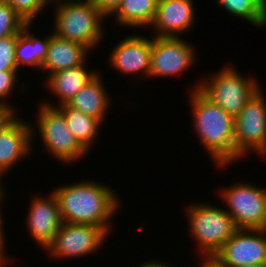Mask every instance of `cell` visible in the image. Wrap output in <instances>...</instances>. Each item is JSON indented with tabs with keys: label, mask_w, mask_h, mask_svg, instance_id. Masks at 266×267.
<instances>
[{
	"label": "cell",
	"mask_w": 266,
	"mask_h": 267,
	"mask_svg": "<svg viewBox=\"0 0 266 267\" xmlns=\"http://www.w3.org/2000/svg\"><path fill=\"white\" fill-rule=\"evenodd\" d=\"M245 182L219 188L216 194L238 229H266V187Z\"/></svg>",
	"instance_id": "52a82bcc"
},
{
	"label": "cell",
	"mask_w": 266,
	"mask_h": 267,
	"mask_svg": "<svg viewBox=\"0 0 266 267\" xmlns=\"http://www.w3.org/2000/svg\"><path fill=\"white\" fill-rule=\"evenodd\" d=\"M210 202L189 203L183 211L186 213L187 229L192 237L191 241L197 247L195 251L199 258L213 257L238 230L233 217L223 206H216Z\"/></svg>",
	"instance_id": "277c9868"
},
{
	"label": "cell",
	"mask_w": 266,
	"mask_h": 267,
	"mask_svg": "<svg viewBox=\"0 0 266 267\" xmlns=\"http://www.w3.org/2000/svg\"><path fill=\"white\" fill-rule=\"evenodd\" d=\"M89 66L85 62L82 65H78L71 68H66L55 73L48 75L44 78L46 91L53 94L56 98L54 102H51L47 98L42 100L41 103L51 106L58 107L63 104H68V102L84 87L90 80H92L98 73L99 69H88ZM90 70V71H89ZM57 103V105H56Z\"/></svg>",
	"instance_id": "2e32d148"
},
{
	"label": "cell",
	"mask_w": 266,
	"mask_h": 267,
	"mask_svg": "<svg viewBox=\"0 0 266 267\" xmlns=\"http://www.w3.org/2000/svg\"><path fill=\"white\" fill-rule=\"evenodd\" d=\"M194 0H158L155 19L150 26L155 37H184L192 31L197 17Z\"/></svg>",
	"instance_id": "5bb4252c"
},
{
	"label": "cell",
	"mask_w": 266,
	"mask_h": 267,
	"mask_svg": "<svg viewBox=\"0 0 266 267\" xmlns=\"http://www.w3.org/2000/svg\"><path fill=\"white\" fill-rule=\"evenodd\" d=\"M110 235L99 226L63 222L53 242L46 248L47 256L65 260L95 255Z\"/></svg>",
	"instance_id": "9c48e42d"
},
{
	"label": "cell",
	"mask_w": 266,
	"mask_h": 267,
	"mask_svg": "<svg viewBox=\"0 0 266 267\" xmlns=\"http://www.w3.org/2000/svg\"><path fill=\"white\" fill-rule=\"evenodd\" d=\"M158 0H122L117 11L112 15L113 24L129 28H150L156 12ZM117 24V25H116Z\"/></svg>",
	"instance_id": "ffe728a7"
},
{
	"label": "cell",
	"mask_w": 266,
	"mask_h": 267,
	"mask_svg": "<svg viewBox=\"0 0 266 267\" xmlns=\"http://www.w3.org/2000/svg\"><path fill=\"white\" fill-rule=\"evenodd\" d=\"M2 208H4V206L3 205H0V240H7L6 238H5V231H4V228L5 227H3V225H4V221H5V219L3 218L4 217V213H3V209Z\"/></svg>",
	"instance_id": "d6a6232c"
},
{
	"label": "cell",
	"mask_w": 266,
	"mask_h": 267,
	"mask_svg": "<svg viewBox=\"0 0 266 267\" xmlns=\"http://www.w3.org/2000/svg\"><path fill=\"white\" fill-rule=\"evenodd\" d=\"M18 33L0 38V71L18 70L15 48Z\"/></svg>",
	"instance_id": "484cf974"
},
{
	"label": "cell",
	"mask_w": 266,
	"mask_h": 267,
	"mask_svg": "<svg viewBox=\"0 0 266 267\" xmlns=\"http://www.w3.org/2000/svg\"><path fill=\"white\" fill-rule=\"evenodd\" d=\"M31 29L32 24H27L23 30L18 33L15 58L19 71L22 70L23 66H27V68L29 66L31 69H37L39 72L47 56L50 34L40 37L37 36V34L31 33Z\"/></svg>",
	"instance_id": "d6986e66"
},
{
	"label": "cell",
	"mask_w": 266,
	"mask_h": 267,
	"mask_svg": "<svg viewBox=\"0 0 266 267\" xmlns=\"http://www.w3.org/2000/svg\"><path fill=\"white\" fill-rule=\"evenodd\" d=\"M188 93L193 132L199 144L221 170L235 163V117L208 99L199 89Z\"/></svg>",
	"instance_id": "7a4b0ae2"
},
{
	"label": "cell",
	"mask_w": 266,
	"mask_h": 267,
	"mask_svg": "<svg viewBox=\"0 0 266 267\" xmlns=\"http://www.w3.org/2000/svg\"><path fill=\"white\" fill-rule=\"evenodd\" d=\"M212 258L222 267L266 264V229H238Z\"/></svg>",
	"instance_id": "8fae6325"
},
{
	"label": "cell",
	"mask_w": 266,
	"mask_h": 267,
	"mask_svg": "<svg viewBox=\"0 0 266 267\" xmlns=\"http://www.w3.org/2000/svg\"><path fill=\"white\" fill-rule=\"evenodd\" d=\"M102 71L84 86L69 102L68 105L82 113L98 119L102 124L107 118L112 97L103 81Z\"/></svg>",
	"instance_id": "ac0fdd59"
},
{
	"label": "cell",
	"mask_w": 266,
	"mask_h": 267,
	"mask_svg": "<svg viewBox=\"0 0 266 267\" xmlns=\"http://www.w3.org/2000/svg\"><path fill=\"white\" fill-rule=\"evenodd\" d=\"M52 33L62 39L80 43L92 50L101 45L105 37L106 18L91 1L51 0ZM99 44V45H98Z\"/></svg>",
	"instance_id": "3957f363"
},
{
	"label": "cell",
	"mask_w": 266,
	"mask_h": 267,
	"mask_svg": "<svg viewBox=\"0 0 266 267\" xmlns=\"http://www.w3.org/2000/svg\"><path fill=\"white\" fill-rule=\"evenodd\" d=\"M16 108L0 105V133L17 117Z\"/></svg>",
	"instance_id": "83f0119b"
},
{
	"label": "cell",
	"mask_w": 266,
	"mask_h": 267,
	"mask_svg": "<svg viewBox=\"0 0 266 267\" xmlns=\"http://www.w3.org/2000/svg\"><path fill=\"white\" fill-rule=\"evenodd\" d=\"M239 267H266V264H263V265L252 264V265H243Z\"/></svg>",
	"instance_id": "836d02e7"
},
{
	"label": "cell",
	"mask_w": 266,
	"mask_h": 267,
	"mask_svg": "<svg viewBox=\"0 0 266 267\" xmlns=\"http://www.w3.org/2000/svg\"><path fill=\"white\" fill-rule=\"evenodd\" d=\"M64 115L65 121L71 134L78 142L90 152L95 146L96 139H99L102 124L98 119L82 113L80 110L63 104L57 107Z\"/></svg>",
	"instance_id": "44dd1931"
},
{
	"label": "cell",
	"mask_w": 266,
	"mask_h": 267,
	"mask_svg": "<svg viewBox=\"0 0 266 267\" xmlns=\"http://www.w3.org/2000/svg\"><path fill=\"white\" fill-rule=\"evenodd\" d=\"M182 37L152 36L149 79L176 77L192 69L197 62V50Z\"/></svg>",
	"instance_id": "30bf717a"
},
{
	"label": "cell",
	"mask_w": 266,
	"mask_h": 267,
	"mask_svg": "<svg viewBox=\"0 0 266 267\" xmlns=\"http://www.w3.org/2000/svg\"><path fill=\"white\" fill-rule=\"evenodd\" d=\"M152 37L137 33H128L113 46L108 65L125 77L135 74L139 78L149 79L151 67ZM127 74V75H126ZM140 76V77H139Z\"/></svg>",
	"instance_id": "7c38bea8"
},
{
	"label": "cell",
	"mask_w": 266,
	"mask_h": 267,
	"mask_svg": "<svg viewBox=\"0 0 266 267\" xmlns=\"http://www.w3.org/2000/svg\"><path fill=\"white\" fill-rule=\"evenodd\" d=\"M90 52L86 46L62 39L51 32L47 56L42 64L41 72H46L44 73L47 74L46 78L57 71L82 65L90 57Z\"/></svg>",
	"instance_id": "e0dca14e"
},
{
	"label": "cell",
	"mask_w": 266,
	"mask_h": 267,
	"mask_svg": "<svg viewBox=\"0 0 266 267\" xmlns=\"http://www.w3.org/2000/svg\"><path fill=\"white\" fill-rule=\"evenodd\" d=\"M8 3L27 24L35 20L51 5V0H2ZM44 9V10H43Z\"/></svg>",
	"instance_id": "603a6c76"
},
{
	"label": "cell",
	"mask_w": 266,
	"mask_h": 267,
	"mask_svg": "<svg viewBox=\"0 0 266 267\" xmlns=\"http://www.w3.org/2000/svg\"><path fill=\"white\" fill-rule=\"evenodd\" d=\"M81 1H91V2H94L95 0H81Z\"/></svg>",
	"instance_id": "e575fe53"
},
{
	"label": "cell",
	"mask_w": 266,
	"mask_h": 267,
	"mask_svg": "<svg viewBox=\"0 0 266 267\" xmlns=\"http://www.w3.org/2000/svg\"><path fill=\"white\" fill-rule=\"evenodd\" d=\"M26 120L19 115L0 133V172L4 176L35 150L32 149L31 124Z\"/></svg>",
	"instance_id": "9a60e30c"
},
{
	"label": "cell",
	"mask_w": 266,
	"mask_h": 267,
	"mask_svg": "<svg viewBox=\"0 0 266 267\" xmlns=\"http://www.w3.org/2000/svg\"><path fill=\"white\" fill-rule=\"evenodd\" d=\"M92 180L65 183L52 191L58 200L63 222L99 226L110 234L113 231L111 221L118 209H122V201L112 186Z\"/></svg>",
	"instance_id": "6da1fadb"
},
{
	"label": "cell",
	"mask_w": 266,
	"mask_h": 267,
	"mask_svg": "<svg viewBox=\"0 0 266 267\" xmlns=\"http://www.w3.org/2000/svg\"><path fill=\"white\" fill-rule=\"evenodd\" d=\"M6 244H7L6 240H0V267H9L11 265L10 264L11 261L14 260V259H12L14 257H11L10 255H8V252H7L8 247H6L7 246ZM7 265H9V266H7Z\"/></svg>",
	"instance_id": "f1b7e54d"
},
{
	"label": "cell",
	"mask_w": 266,
	"mask_h": 267,
	"mask_svg": "<svg viewBox=\"0 0 266 267\" xmlns=\"http://www.w3.org/2000/svg\"><path fill=\"white\" fill-rule=\"evenodd\" d=\"M38 103V111L34 114L35 122H30L32 149L36 146L34 140L38 136L37 139H40L41 144H43L45 154L52 155L53 159L56 158L55 160L66 164V166L77 160H82V158L85 159L84 157L89 152L71 134L63 113L57 107Z\"/></svg>",
	"instance_id": "8992f818"
},
{
	"label": "cell",
	"mask_w": 266,
	"mask_h": 267,
	"mask_svg": "<svg viewBox=\"0 0 266 267\" xmlns=\"http://www.w3.org/2000/svg\"><path fill=\"white\" fill-rule=\"evenodd\" d=\"M18 75L20 76L19 70L0 71V105L16 108V110H18L17 107H14L11 100L8 101V99L12 98L11 96L14 95L16 88H18L19 91L24 92V90L26 91V88L24 87H28L24 82L22 84L19 83V78L21 77ZM19 84L21 86H19Z\"/></svg>",
	"instance_id": "d4e9b609"
},
{
	"label": "cell",
	"mask_w": 266,
	"mask_h": 267,
	"mask_svg": "<svg viewBox=\"0 0 266 267\" xmlns=\"http://www.w3.org/2000/svg\"><path fill=\"white\" fill-rule=\"evenodd\" d=\"M235 67L229 62L218 72L205 74L206 78L202 76L188 91L199 89L214 104L236 117L262 85L256 76H243Z\"/></svg>",
	"instance_id": "5b68a950"
},
{
	"label": "cell",
	"mask_w": 266,
	"mask_h": 267,
	"mask_svg": "<svg viewBox=\"0 0 266 267\" xmlns=\"http://www.w3.org/2000/svg\"><path fill=\"white\" fill-rule=\"evenodd\" d=\"M26 25L27 23L8 3L0 0V38L15 35Z\"/></svg>",
	"instance_id": "cb8c5ba5"
},
{
	"label": "cell",
	"mask_w": 266,
	"mask_h": 267,
	"mask_svg": "<svg viewBox=\"0 0 266 267\" xmlns=\"http://www.w3.org/2000/svg\"><path fill=\"white\" fill-rule=\"evenodd\" d=\"M197 259L200 261L198 267H222L212 257Z\"/></svg>",
	"instance_id": "4dcf8cb0"
},
{
	"label": "cell",
	"mask_w": 266,
	"mask_h": 267,
	"mask_svg": "<svg viewBox=\"0 0 266 267\" xmlns=\"http://www.w3.org/2000/svg\"><path fill=\"white\" fill-rule=\"evenodd\" d=\"M164 261V262H163ZM163 261H159L158 258L156 259H151L148 261V259L146 261H142L141 263H139L140 265H138V267H172L170 265V263L168 264L167 262H165V260Z\"/></svg>",
	"instance_id": "f546056e"
},
{
	"label": "cell",
	"mask_w": 266,
	"mask_h": 267,
	"mask_svg": "<svg viewBox=\"0 0 266 267\" xmlns=\"http://www.w3.org/2000/svg\"><path fill=\"white\" fill-rule=\"evenodd\" d=\"M2 178H4V175L0 172V205L4 204L6 199L9 197V195H7V191H6L7 188L4 187L5 184H2L3 183L2 182L3 181Z\"/></svg>",
	"instance_id": "1f68e13d"
},
{
	"label": "cell",
	"mask_w": 266,
	"mask_h": 267,
	"mask_svg": "<svg viewBox=\"0 0 266 267\" xmlns=\"http://www.w3.org/2000/svg\"><path fill=\"white\" fill-rule=\"evenodd\" d=\"M31 196L25 217L26 229L36 245L45 251L63 223L59 203L52 190L47 195L34 193Z\"/></svg>",
	"instance_id": "4fadbf2b"
},
{
	"label": "cell",
	"mask_w": 266,
	"mask_h": 267,
	"mask_svg": "<svg viewBox=\"0 0 266 267\" xmlns=\"http://www.w3.org/2000/svg\"><path fill=\"white\" fill-rule=\"evenodd\" d=\"M265 95L260 88L235 117V163L249 153L258 155L259 160L266 157Z\"/></svg>",
	"instance_id": "ba28073f"
},
{
	"label": "cell",
	"mask_w": 266,
	"mask_h": 267,
	"mask_svg": "<svg viewBox=\"0 0 266 267\" xmlns=\"http://www.w3.org/2000/svg\"><path fill=\"white\" fill-rule=\"evenodd\" d=\"M216 3L231 17L243 19L257 29L266 28V0H216Z\"/></svg>",
	"instance_id": "7402d4cb"
},
{
	"label": "cell",
	"mask_w": 266,
	"mask_h": 267,
	"mask_svg": "<svg viewBox=\"0 0 266 267\" xmlns=\"http://www.w3.org/2000/svg\"><path fill=\"white\" fill-rule=\"evenodd\" d=\"M122 0H95L94 6L107 19L112 18V15L117 11L121 5Z\"/></svg>",
	"instance_id": "4316f807"
}]
</instances>
